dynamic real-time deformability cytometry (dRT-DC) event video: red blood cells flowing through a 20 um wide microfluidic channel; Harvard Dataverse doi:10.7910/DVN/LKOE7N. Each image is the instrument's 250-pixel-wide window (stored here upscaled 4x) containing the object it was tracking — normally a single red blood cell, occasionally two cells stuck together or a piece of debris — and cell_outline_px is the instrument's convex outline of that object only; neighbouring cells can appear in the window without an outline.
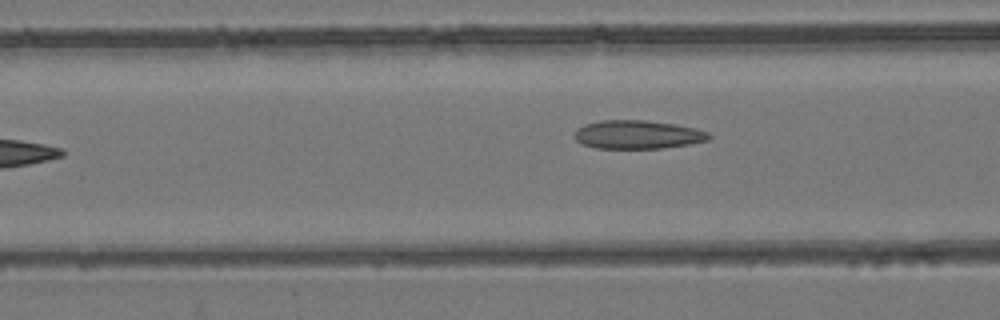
{"species": "common noctule bat (a hibernating species)", "species_latin": "Nyctalus noctula", "temperature_condition": "room temperature", "stored_images_in_passage": 7, "camera_frame_rate_fps": 3000, "um_per_image_px": 0.085, "animal": {"sex": "female", "body_mass_g": 24.6, "forearm_length_mm": 56.2}, "frame": {"image": 1, "passage_image": 7, "time_ms": 8.333, "image_size_px": [1000, 320], "cell_outline_px": [[712, 136], [708, 140], [688, 144], [660, 148], [596, 148], [580, 144], [576, 140], [576, 128], [584, 124], [600, 120], [644, 120], [676, 124], [696, 128], [708, 132]], "centroid_in_image_um": [54.19, 11.43], "position_along_channel_um": 112.4, "area_um2": 22.37}}